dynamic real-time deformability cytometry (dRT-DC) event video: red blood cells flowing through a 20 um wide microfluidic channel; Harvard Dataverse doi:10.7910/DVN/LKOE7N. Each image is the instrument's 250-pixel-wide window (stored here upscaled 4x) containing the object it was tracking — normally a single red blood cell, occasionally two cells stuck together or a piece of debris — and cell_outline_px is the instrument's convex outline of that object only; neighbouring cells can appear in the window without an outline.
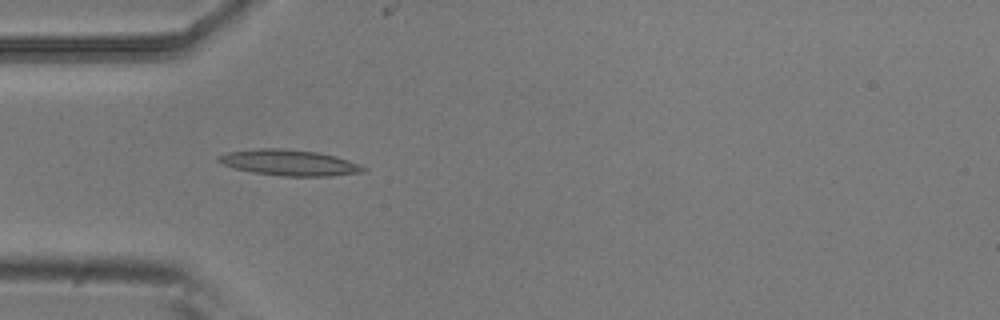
{"species": "common noctule bat (a hibernating species)", "species_latin": "Nyctalus noctula", "temperature_condition": "room temperature", "stored_images_in_passage": 4, "camera_frame_rate_fps": 3000, "um_per_image_px": 0.085, "animal": {"sex": "male", "body_mass_g": 20.5, "forearm_length_mm": 52.5}, "frame": {"image": 1, "passage_image": 3, "time_ms": 0.667, "image_size_px": [1000, 320], "cell_outline_px": [[368, 168], [364, 172], [332, 176], [284, 176], [256, 172], [236, 168], [224, 164], [216, 160], [216, 156], [228, 152], [260, 148], [284, 148], [316, 152], [336, 156], [360, 164]], "centroid_in_image_um": [24.64, 13.82], "position_along_channel_um": 60.4, "area_um2": 21.73}}
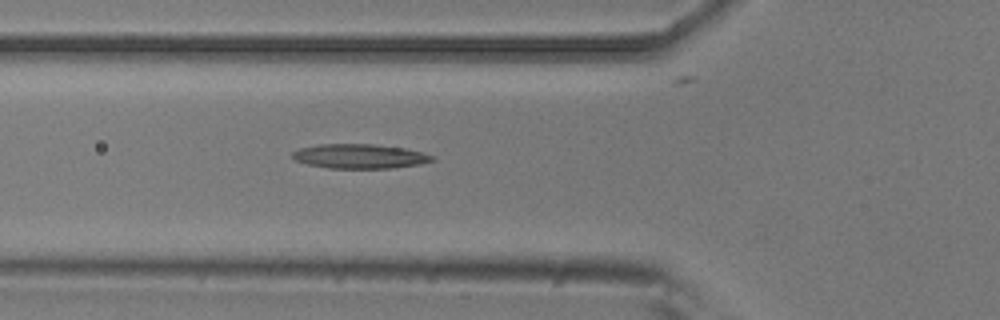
{"frame": {"image": 2, "passage_image": 4, "time_ms": 1.0, "image_size_px": [1000, 320], "cell_outline_px": [[436, 160], [420, 164], [392, 168], [328, 168], [308, 164], [296, 160], [292, 156], [292, 152], [300, 148], [320, 144], [372, 144], [404, 148], [436, 156]], "centroid_in_image_um": [30.6, 13.28], "position_along_channel_um": 95.2, "area_um2": 19.83}}